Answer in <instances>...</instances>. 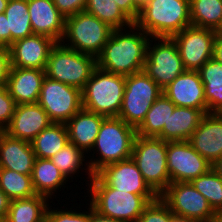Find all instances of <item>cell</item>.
Listing matches in <instances>:
<instances>
[{
	"label": "cell",
	"mask_w": 222,
	"mask_h": 222,
	"mask_svg": "<svg viewBox=\"0 0 222 222\" xmlns=\"http://www.w3.org/2000/svg\"><path fill=\"white\" fill-rule=\"evenodd\" d=\"M163 93L143 70L125 76V89L118 117L137 129L156 99Z\"/></svg>",
	"instance_id": "9c48e42d"
},
{
	"label": "cell",
	"mask_w": 222,
	"mask_h": 222,
	"mask_svg": "<svg viewBox=\"0 0 222 222\" xmlns=\"http://www.w3.org/2000/svg\"><path fill=\"white\" fill-rule=\"evenodd\" d=\"M175 104L163 93L152 104L146 113L145 119L136 129L139 136L157 137L163 130L164 125L174 112Z\"/></svg>",
	"instance_id": "f1b7e54d"
},
{
	"label": "cell",
	"mask_w": 222,
	"mask_h": 222,
	"mask_svg": "<svg viewBox=\"0 0 222 222\" xmlns=\"http://www.w3.org/2000/svg\"><path fill=\"white\" fill-rule=\"evenodd\" d=\"M8 0H0V14L4 13Z\"/></svg>",
	"instance_id": "c3c4849f"
},
{
	"label": "cell",
	"mask_w": 222,
	"mask_h": 222,
	"mask_svg": "<svg viewBox=\"0 0 222 222\" xmlns=\"http://www.w3.org/2000/svg\"><path fill=\"white\" fill-rule=\"evenodd\" d=\"M31 176L35 192L49 198L67 181L51 159L36 158Z\"/></svg>",
	"instance_id": "4316f807"
},
{
	"label": "cell",
	"mask_w": 222,
	"mask_h": 222,
	"mask_svg": "<svg viewBox=\"0 0 222 222\" xmlns=\"http://www.w3.org/2000/svg\"><path fill=\"white\" fill-rule=\"evenodd\" d=\"M54 5L59 12L65 17L83 12L86 7L87 0H53Z\"/></svg>",
	"instance_id": "f35d334b"
},
{
	"label": "cell",
	"mask_w": 222,
	"mask_h": 222,
	"mask_svg": "<svg viewBox=\"0 0 222 222\" xmlns=\"http://www.w3.org/2000/svg\"><path fill=\"white\" fill-rule=\"evenodd\" d=\"M16 103L6 86L0 87V131H4L11 122Z\"/></svg>",
	"instance_id": "74e56055"
},
{
	"label": "cell",
	"mask_w": 222,
	"mask_h": 222,
	"mask_svg": "<svg viewBox=\"0 0 222 222\" xmlns=\"http://www.w3.org/2000/svg\"><path fill=\"white\" fill-rule=\"evenodd\" d=\"M172 222H196V221L175 217Z\"/></svg>",
	"instance_id": "681fc988"
},
{
	"label": "cell",
	"mask_w": 222,
	"mask_h": 222,
	"mask_svg": "<svg viewBox=\"0 0 222 222\" xmlns=\"http://www.w3.org/2000/svg\"><path fill=\"white\" fill-rule=\"evenodd\" d=\"M37 103L53 123L65 124L82 108L81 90L46 76Z\"/></svg>",
	"instance_id": "7c38bea8"
},
{
	"label": "cell",
	"mask_w": 222,
	"mask_h": 222,
	"mask_svg": "<svg viewBox=\"0 0 222 222\" xmlns=\"http://www.w3.org/2000/svg\"><path fill=\"white\" fill-rule=\"evenodd\" d=\"M36 155L31 142L0 131V168L32 175Z\"/></svg>",
	"instance_id": "44dd1931"
},
{
	"label": "cell",
	"mask_w": 222,
	"mask_h": 222,
	"mask_svg": "<svg viewBox=\"0 0 222 222\" xmlns=\"http://www.w3.org/2000/svg\"><path fill=\"white\" fill-rule=\"evenodd\" d=\"M121 10L133 21L138 19L140 12L134 7L133 0H114Z\"/></svg>",
	"instance_id": "60d3db41"
},
{
	"label": "cell",
	"mask_w": 222,
	"mask_h": 222,
	"mask_svg": "<svg viewBox=\"0 0 222 222\" xmlns=\"http://www.w3.org/2000/svg\"><path fill=\"white\" fill-rule=\"evenodd\" d=\"M0 189L10 200L29 198L37 195L32 184V176L0 168Z\"/></svg>",
	"instance_id": "d6a6232c"
},
{
	"label": "cell",
	"mask_w": 222,
	"mask_h": 222,
	"mask_svg": "<svg viewBox=\"0 0 222 222\" xmlns=\"http://www.w3.org/2000/svg\"><path fill=\"white\" fill-rule=\"evenodd\" d=\"M55 44L53 39L38 34L14 41L8 47L11 67L45 70L50 50Z\"/></svg>",
	"instance_id": "9a60e30c"
},
{
	"label": "cell",
	"mask_w": 222,
	"mask_h": 222,
	"mask_svg": "<svg viewBox=\"0 0 222 222\" xmlns=\"http://www.w3.org/2000/svg\"><path fill=\"white\" fill-rule=\"evenodd\" d=\"M10 68L11 61L9 48L0 46V87L6 86Z\"/></svg>",
	"instance_id": "ab89813d"
},
{
	"label": "cell",
	"mask_w": 222,
	"mask_h": 222,
	"mask_svg": "<svg viewBox=\"0 0 222 222\" xmlns=\"http://www.w3.org/2000/svg\"><path fill=\"white\" fill-rule=\"evenodd\" d=\"M162 91L176 106L207 113L204 86L198 71L185 70Z\"/></svg>",
	"instance_id": "e0dca14e"
},
{
	"label": "cell",
	"mask_w": 222,
	"mask_h": 222,
	"mask_svg": "<svg viewBox=\"0 0 222 222\" xmlns=\"http://www.w3.org/2000/svg\"><path fill=\"white\" fill-rule=\"evenodd\" d=\"M190 183L207 199L217 215L222 212V179L211 168Z\"/></svg>",
	"instance_id": "836d02e7"
},
{
	"label": "cell",
	"mask_w": 222,
	"mask_h": 222,
	"mask_svg": "<svg viewBox=\"0 0 222 222\" xmlns=\"http://www.w3.org/2000/svg\"><path fill=\"white\" fill-rule=\"evenodd\" d=\"M203 116L200 109L175 106L167 125L157 137L164 141H188Z\"/></svg>",
	"instance_id": "cb8c5ba5"
},
{
	"label": "cell",
	"mask_w": 222,
	"mask_h": 222,
	"mask_svg": "<svg viewBox=\"0 0 222 222\" xmlns=\"http://www.w3.org/2000/svg\"><path fill=\"white\" fill-rule=\"evenodd\" d=\"M159 197L178 218L196 222L217 220L207 199L190 182H172Z\"/></svg>",
	"instance_id": "8fae6325"
},
{
	"label": "cell",
	"mask_w": 222,
	"mask_h": 222,
	"mask_svg": "<svg viewBox=\"0 0 222 222\" xmlns=\"http://www.w3.org/2000/svg\"><path fill=\"white\" fill-rule=\"evenodd\" d=\"M211 169L222 179V157L211 164Z\"/></svg>",
	"instance_id": "bcb514c9"
},
{
	"label": "cell",
	"mask_w": 222,
	"mask_h": 222,
	"mask_svg": "<svg viewBox=\"0 0 222 222\" xmlns=\"http://www.w3.org/2000/svg\"><path fill=\"white\" fill-rule=\"evenodd\" d=\"M105 116L81 108L65 124L69 142L85 154L91 151Z\"/></svg>",
	"instance_id": "603a6c76"
},
{
	"label": "cell",
	"mask_w": 222,
	"mask_h": 222,
	"mask_svg": "<svg viewBox=\"0 0 222 222\" xmlns=\"http://www.w3.org/2000/svg\"><path fill=\"white\" fill-rule=\"evenodd\" d=\"M198 72L204 86L207 113H222V64L211 58Z\"/></svg>",
	"instance_id": "d4e9b609"
},
{
	"label": "cell",
	"mask_w": 222,
	"mask_h": 222,
	"mask_svg": "<svg viewBox=\"0 0 222 222\" xmlns=\"http://www.w3.org/2000/svg\"><path fill=\"white\" fill-rule=\"evenodd\" d=\"M217 219L222 222V212L217 215Z\"/></svg>",
	"instance_id": "f907efd6"
},
{
	"label": "cell",
	"mask_w": 222,
	"mask_h": 222,
	"mask_svg": "<svg viewBox=\"0 0 222 222\" xmlns=\"http://www.w3.org/2000/svg\"><path fill=\"white\" fill-rule=\"evenodd\" d=\"M91 201L95 211L105 217L122 222H137L145 207L158 196H141L109 187L97 174L89 184Z\"/></svg>",
	"instance_id": "3957f363"
},
{
	"label": "cell",
	"mask_w": 222,
	"mask_h": 222,
	"mask_svg": "<svg viewBox=\"0 0 222 222\" xmlns=\"http://www.w3.org/2000/svg\"><path fill=\"white\" fill-rule=\"evenodd\" d=\"M158 43L147 47L143 71L163 90L186 69L172 37H153ZM160 42V43H159ZM153 45V47H151Z\"/></svg>",
	"instance_id": "30bf717a"
},
{
	"label": "cell",
	"mask_w": 222,
	"mask_h": 222,
	"mask_svg": "<svg viewBox=\"0 0 222 222\" xmlns=\"http://www.w3.org/2000/svg\"><path fill=\"white\" fill-rule=\"evenodd\" d=\"M84 157V152L69 142L50 159L68 180L79 168L83 169Z\"/></svg>",
	"instance_id": "e575fe53"
},
{
	"label": "cell",
	"mask_w": 222,
	"mask_h": 222,
	"mask_svg": "<svg viewBox=\"0 0 222 222\" xmlns=\"http://www.w3.org/2000/svg\"><path fill=\"white\" fill-rule=\"evenodd\" d=\"M112 31L113 28L108 24L83 11L65 18L64 34L60 43L97 58ZM64 40L70 42L65 43Z\"/></svg>",
	"instance_id": "52a82bcc"
},
{
	"label": "cell",
	"mask_w": 222,
	"mask_h": 222,
	"mask_svg": "<svg viewBox=\"0 0 222 222\" xmlns=\"http://www.w3.org/2000/svg\"><path fill=\"white\" fill-rule=\"evenodd\" d=\"M129 29L130 31L127 30V33L126 28L113 29L102 52L96 58L99 69L124 76L144 69L151 37L135 24L131 25Z\"/></svg>",
	"instance_id": "6da1fadb"
},
{
	"label": "cell",
	"mask_w": 222,
	"mask_h": 222,
	"mask_svg": "<svg viewBox=\"0 0 222 222\" xmlns=\"http://www.w3.org/2000/svg\"><path fill=\"white\" fill-rule=\"evenodd\" d=\"M175 217L168 205L158 196L145 207L137 222H172Z\"/></svg>",
	"instance_id": "d590c367"
},
{
	"label": "cell",
	"mask_w": 222,
	"mask_h": 222,
	"mask_svg": "<svg viewBox=\"0 0 222 222\" xmlns=\"http://www.w3.org/2000/svg\"><path fill=\"white\" fill-rule=\"evenodd\" d=\"M213 58L222 64V35L219 34L214 41Z\"/></svg>",
	"instance_id": "ee69618b"
},
{
	"label": "cell",
	"mask_w": 222,
	"mask_h": 222,
	"mask_svg": "<svg viewBox=\"0 0 222 222\" xmlns=\"http://www.w3.org/2000/svg\"><path fill=\"white\" fill-rule=\"evenodd\" d=\"M53 122L38 103L16 105L10 124L4 130L9 136L31 142Z\"/></svg>",
	"instance_id": "ac0fdd59"
},
{
	"label": "cell",
	"mask_w": 222,
	"mask_h": 222,
	"mask_svg": "<svg viewBox=\"0 0 222 222\" xmlns=\"http://www.w3.org/2000/svg\"><path fill=\"white\" fill-rule=\"evenodd\" d=\"M124 89V75L96 67L81 90L82 108L105 117H118Z\"/></svg>",
	"instance_id": "5b68a950"
},
{
	"label": "cell",
	"mask_w": 222,
	"mask_h": 222,
	"mask_svg": "<svg viewBox=\"0 0 222 222\" xmlns=\"http://www.w3.org/2000/svg\"><path fill=\"white\" fill-rule=\"evenodd\" d=\"M193 26L218 31L222 26V0H189Z\"/></svg>",
	"instance_id": "f546056e"
},
{
	"label": "cell",
	"mask_w": 222,
	"mask_h": 222,
	"mask_svg": "<svg viewBox=\"0 0 222 222\" xmlns=\"http://www.w3.org/2000/svg\"><path fill=\"white\" fill-rule=\"evenodd\" d=\"M216 36V30L193 25L172 36L186 70L198 71L204 63L213 58Z\"/></svg>",
	"instance_id": "4fadbf2b"
},
{
	"label": "cell",
	"mask_w": 222,
	"mask_h": 222,
	"mask_svg": "<svg viewBox=\"0 0 222 222\" xmlns=\"http://www.w3.org/2000/svg\"><path fill=\"white\" fill-rule=\"evenodd\" d=\"M150 0H133L134 7L140 12L144 9Z\"/></svg>",
	"instance_id": "7dc6e473"
},
{
	"label": "cell",
	"mask_w": 222,
	"mask_h": 222,
	"mask_svg": "<svg viewBox=\"0 0 222 222\" xmlns=\"http://www.w3.org/2000/svg\"><path fill=\"white\" fill-rule=\"evenodd\" d=\"M132 159L150 189L160 196L170 184L167 168V141L136 135Z\"/></svg>",
	"instance_id": "8992f818"
},
{
	"label": "cell",
	"mask_w": 222,
	"mask_h": 222,
	"mask_svg": "<svg viewBox=\"0 0 222 222\" xmlns=\"http://www.w3.org/2000/svg\"><path fill=\"white\" fill-rule=\"evenodd\" d=\"M11 45V31H8L7 18L4 13L0 14V46Z\"/></svg>",
	"instance_id": "b9f144b4"
},
{
	"label": "cell",
	"mask_w": 222,
	"mask_h": 222,
	"mask_svg": "<svg viewBox=\"0 0 222 222\" xmlns=\"http://www.w3.org/2000/svg\"><path fill=\"white\" fill-rule=\"evenodd\" d=\"M67 143L68 130L64 123H52L31 141L36 158L42 159H50Z\"/></svg>",
	"instance_id": "83f0119b"
},
{
	"label": "cell",
	"mask_w": 222,
	"mask_h": 222,
	"mask_svg": "<svg viewBox=\"0 0 222 222\" xmlns=\"http://www.w3.org/2000/svg\"><path fill=\"white\" fill-rule=\"evenodd\" d=\"M97 67L96 58L56 43L50 50L45 75L82 90Z\"/></svg>",
	"instance_id": "ba28073f"
},
{
	"label": "cell",
	"mask_w": 222,
	"mask_h": 222,
	"mask_svg": "<svg viewBox=\"0 0 222 222\" xmlns=\"http://www.w3.org/2000/svg\"><path fill=\"white\" fill-rule=\"evenodd\" d=\"M209 163L222 157V113H206L188 140Z\"/></svg>",
	"instance_id": "d6986e66"
},
{
	"label": "cell",
	"mask_w": 222,
	"mask_h": 222,
	"mask_svg": "<svg viewBox=\"0 0 222 222\" xmlns=\"http://www.w3.org/2000/svg\"><path fill=\"white\" fill-rule=\"evenodd\" d=\"M97 175L109 186L141 196H157L143 179L135 161L131 158L102 168Z\"/></svg>",
	"instance_id": "2e32d148"
},
{
	"label": "cell",
	"mask_w": 222,
	"mask_h": 222,
	"mask_svg": "<svg viewBox=\"0 0 222 222\" xmlns=\"http://www.w3.org/2000/svg\"><path fill=\"white\" fill-rule=\"evenodd\" d=\"M45 70L11 67L6 87L16 105L37 103Z\"/></svg>",
	"instance_id": "7402d4cb"
},
{
	"label": "cell",
	"mask_w": 222,
	"mask_h": 222,
	"mask_svg": "<svg viewBox=\"0 0 222 222\" xmlns=\"http://www.w3.org/2000/svg\"><path fill=\"white\" fill-rule=\"evenodd\" d=\"M152 37H172L191 24L189 0H150L134 22Z\"/></svg>",
	"instance_id": "277c9868"
},
{
	"label": "cell",
	"mask_w": 222,
	"mask_h": 222,
	"mask_svg": "<svg viewBox=\"0 0 222 222\" xmlns=\"http://www.w3.org/2000/svg\"><path fill=\"white\" fill-rule=\"evenodd\" d=\"M136 135V129L121 118L105 117L92 148L101 156L95 160L91 158L84 169L89 172L88 179L107 165L131 158Z\"/></svg>",
	"instance_id": "7a4b0ae2"
},
{
	"label": "cell",
	"mask_w": 222,
	"mask_h": 222,
	"mask_svg": "<svg viewBox=\"0 0 222 222\" xmlns=\"http://www.w3.org/2000/svg\"><path fill=\"white\" fill-rule=\"evenodd\" d=\"M91 222H122L110 217L100 215L91 205Z\"/></svg>",
	"instance_id": "f6af8a7d"
},
{
	"label": "cell",
	"mask_w": 222,
	"mask_h": 222,
	"mask_svg": "<svg viewBox=\"0 0 222 222\" xmlns=\"http://www.w3.org/2000/svg\"><path fill=\"white\" fill-rule=\"evenodd\" d=\"M217 34L222 35V26L219 28V30L217 31Z\"/></svg>",
	"instance_id": "816d5d0a"
},
{
	"label": "cell",
	"mask_w": 222,
	"mask_h": 222,
	"mask_svg": "<svg viewBox=\"0 0 222 222\" xmlns=\"http://www.w3.org/2000/svg\"><path fill=\"white\" fill-rule=\"evenodd\" d=\"M9 204H10V199L0 189V219L5 220L8 213Z\"/></svg>",
	"instance_id": "7bdbcfd3"
},
{
	"label": "cell",
	"mask_w": 222,
	"mask_h": 222,
	"mask_svg": "<svg viewBox=\"0 0 222 222\" xmlns=\"http://www.w3.org/2000/svg\"><path fill=\"white\" fill-rule=\"evenodd\" d=\"M4 14L11 31V44L33 34L27 0H8Z\"/></svg>",
	"instance_id": "1f68e13d"
},
{
	"label": "cell",
	"mask_w": 222,
	"mask_h": 222,
	"mask_svg": "<svg viewBox=\"0 0 222 222\" xmlns=\"http://www.w3.org/2000/svg\"><path fill=\"white\" fill-rule=\"evenodd\" d=\"M167 168L172 182H191L211 168L189 141H167Z\"/></svg>",
	"instance_id": "5bb4252c"
},
{
	"label": "cell",
	"mask_w": 222,
	"mask_h": 222,
	"mask_svg": "<svg viewBox=\"0 0 222 222\" xmlns=\"http://www.w3.org/2000/svg\"><path fill=\"white\" fill-rule=\"evenodd\" d=\"M89 212H75L73 210L65 211L62 210H51L50 207L46 211V222H91V204L89 205Z\"/></svg>",
	"instance_id": "8d00e7d4"
},
{
	"label": "cell",
	"mask_w": 222,
	"mask_h": 222,
	"mask_svg": "<svg viewBox=\"0 0 222 222\" xmlns=\"http://www.w3.org/2000/svg\"><path fill=\"white\" fill-rule=\"evenodd\" d=\"M33 34L47 36L59 43L64 34L65 17L53 0H27Z\"/></svg>",
	"instance_id": "ffe728a7"
},
{
	"label": "cell",
	"mask_w": 222,
	"mask_h": 222,
	"mask_svg": "<svg viewBox=\"0 0 222 222\" xmlns=\"http://www.w3.org/2000/svg\"><path fill=\"white\" fill-rule=\"evenodd\" d=\"M48 201V197L39 194L10 200L4 222H42L46 217Z\"/></svg>",
	"instance_id": "484cf974"
},
{
	"label": "cell",
	"mask_w": 222,
	"mask_h": 222,
	"mask_svg": "<svg viewBox=\"0 0 222 222\" xmlns=\"http://www.w3.org/2000/svg\"><path fill=\"white\" fill-rule=\"evenodd\" d=\"M84 11L94 15L113 29L129 28L134 24L114 0H87Z\"/></svg>",
	"instance_id": "4dcf8cb0"
}]
</instances>
